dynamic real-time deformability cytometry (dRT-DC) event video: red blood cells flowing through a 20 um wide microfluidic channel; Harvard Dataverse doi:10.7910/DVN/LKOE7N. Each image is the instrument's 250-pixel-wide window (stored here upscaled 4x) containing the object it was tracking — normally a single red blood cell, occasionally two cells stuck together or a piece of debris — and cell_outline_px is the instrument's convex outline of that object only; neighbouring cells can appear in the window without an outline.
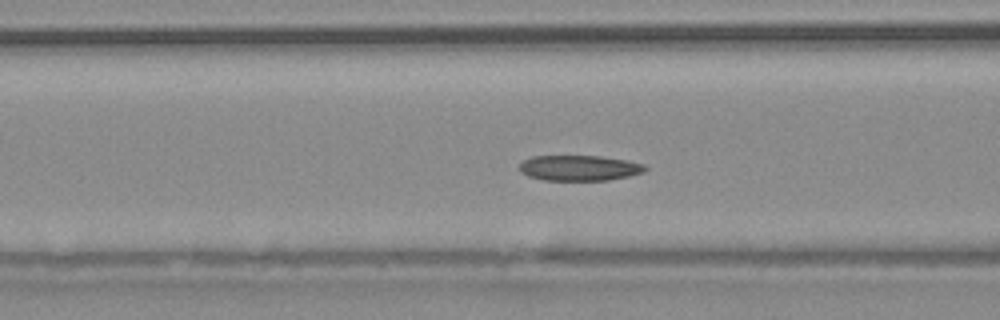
{"species": "common noctule bat (a hibernating species)", "species_latin": "Nyctalus noctula", "temperature_condition": "warm", "stored_images_in_passage": 39, "segment_of_instrument_passage": [1, 2], "camera_frame_rate_fps": 3000, "um_per_image_px": 0.085, "animal": {"sex": "male", "body_mass_g": 20.4}, "frame": {"image": 1, "passage_image": 6, "time_ms": 1.667, "image_size_px": [1000, 320], "cell_outline_px": [[648, 168], [644, 172], [628, 176], [608, 180], [544, 180], [528, 176], [520, 172], [520, 164], [524, 160], [532, 156], [600, 156], [624, 160], [644, 164]], "centroid_in_image_um": [49.23, 14.28], "position_along_channel_um": 117.4, "area_um2": 18.55}}
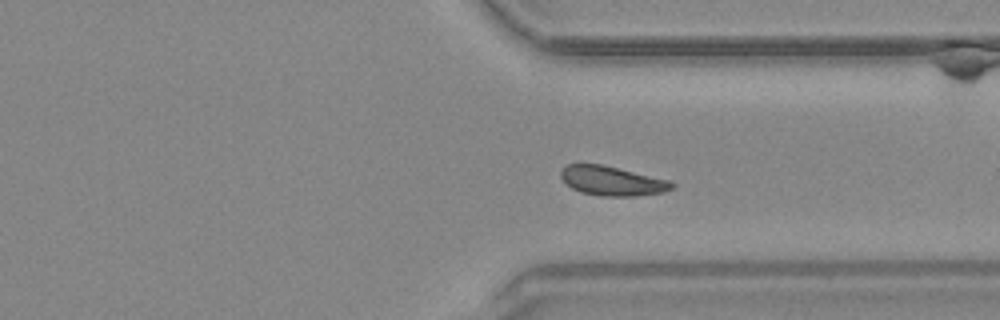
{"frame": {"image": 2, "passage_image": 25, "time_ms": 8.0, "image_size_px": [1000, 320], "cell_outline_px": [[676, 184], [672, 188], [664, 192], [632, 196], [600, 196], [580, 192], [572, 188], [560, 176], [560, 172], [568, 164], [600, 164], [672, 180]], "centroid_in_image_um": [52.07, 15.38], "position_along_channel_um": 359.3, "area_um2": 18.96}}
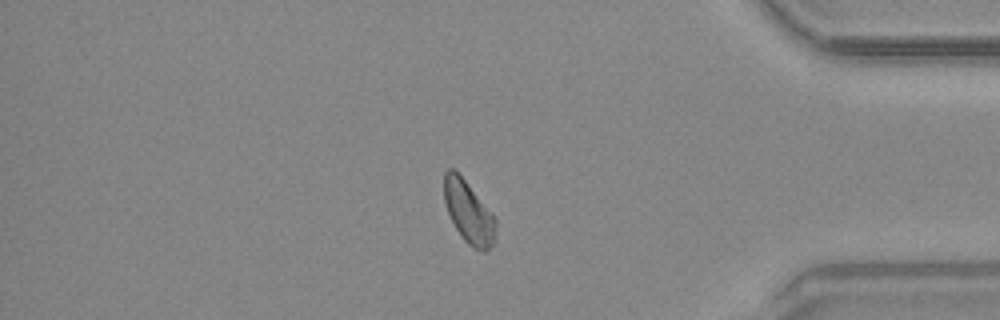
{"frame": {"image": 3, "passage_image": 30, "time_ms": 9.667, "image_size_px": [1000, 320], "cell_outline_px": [[496, 240], [484, 252], [480, 252], [468, 244], [460, 236], [444, 204], [444, 172], [448, 168], [452, 168], [464, 180], [496, 216]], "centroid_in_image_um": [39.85, 18.06], "position_along_channel_um": 395.3, "area_um2": 18.79}}